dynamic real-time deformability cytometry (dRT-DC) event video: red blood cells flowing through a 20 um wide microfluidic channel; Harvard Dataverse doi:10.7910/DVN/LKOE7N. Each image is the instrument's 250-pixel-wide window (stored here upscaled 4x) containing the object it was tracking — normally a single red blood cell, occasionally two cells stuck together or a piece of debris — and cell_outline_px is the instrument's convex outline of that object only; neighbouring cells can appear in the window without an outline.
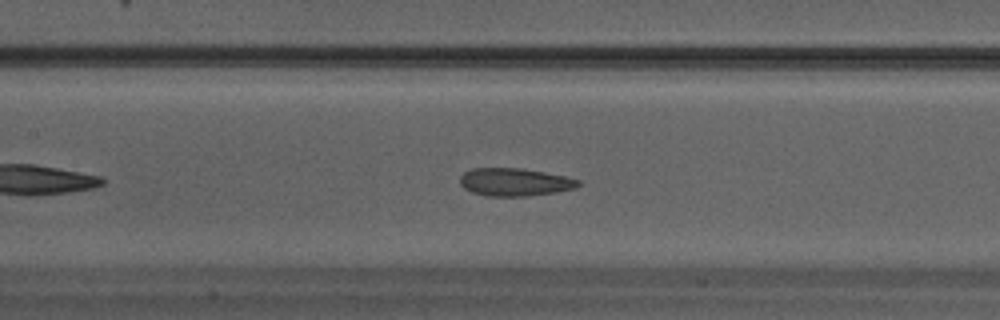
{"species": "Egyptian fruit bat (a non-hibernating species)", "species_latin": "Rousettus aegyptiacus", "temperature_condition": "warm", "stored_images_in_passage": 25, "camera_frame_rate_fps": 3000, "um_per_image_px": 0.085, "animal": {"sex": "male"}, "frame": {"image": 1, "passage_image": 8, "time_ms": 2.333, "image_size_px": [1000, 320], "cell_outline_px": [[580, 184], [576, 188], [556, 192], [528, 196], [488, 196], [472, 192], [464, 188], [460, 184], [460, 176], [464, 172], [472, 168], [520, 168], [544, 172], [564, 176], [580, 180]], "centroid_in_image_um": [43.74, 15.47], "position_along_channel_um": 163.7, "area_um2": 19.19}}
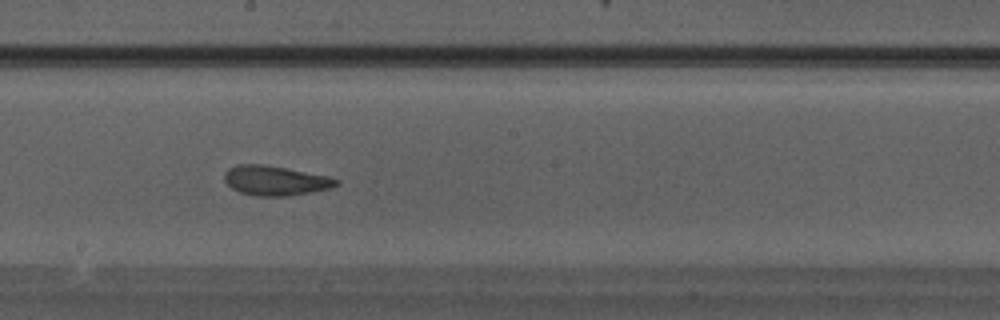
{"frame": {"image": 2, "passage_image": 11, "time_ms": 3.333, "image_size_px": [1000, 320], "cell_outline_px": [[340, 184], [332, 188], [312, 192], [288, 196], [256, 196], [240, 192], [232, 188], [224, 180], [224, 172], [228, 168], [236, 164], [260, 164], [284, 168], [324, 176], [340, 180]], "centroid_in_image_um": [23.37, 15.36], "position_along_channel_um": 224.8, "area_um2": 19.19}}
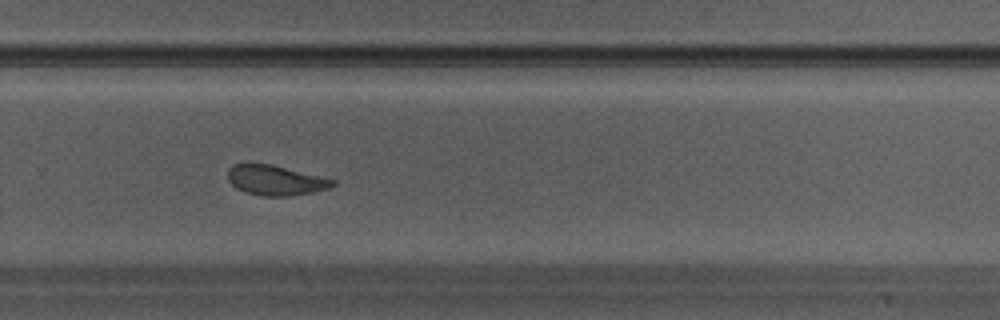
{"frame": {"image": 3, "passage_image": 15, "time_ms": 4.667, "image_size_px": [1000, 320], "cell_outline_px": [[336, 184], [328, 188], [312, 192], [288, 196], [264, 196], [244, 192], [236, 188], [228, 180], [228, 168], [232, 164], [244, 160], [252, 160], [272, 164], [336, 180]], "centroid_in_image_um": [23.32, 15.27], "position_along_channel_um": 306.5, "area_um2": 18.96}}